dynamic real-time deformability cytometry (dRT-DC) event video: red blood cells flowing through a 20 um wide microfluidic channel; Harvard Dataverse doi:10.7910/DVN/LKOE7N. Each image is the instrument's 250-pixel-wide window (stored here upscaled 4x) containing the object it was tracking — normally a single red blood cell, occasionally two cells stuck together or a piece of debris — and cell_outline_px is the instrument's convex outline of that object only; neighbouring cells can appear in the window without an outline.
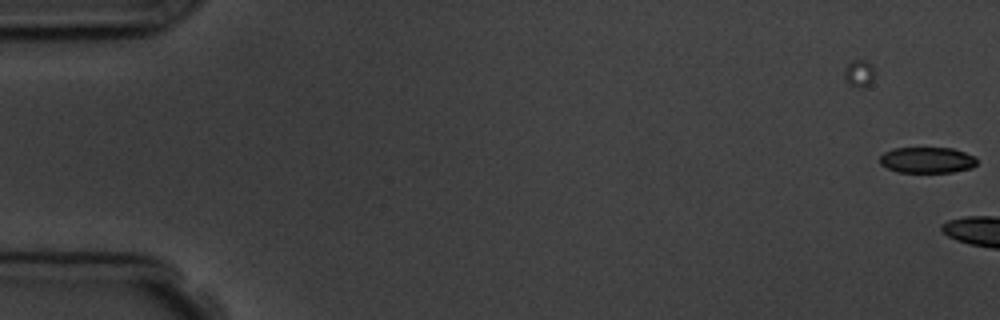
{"species": "common noctule bat (a hibernating species)", "species_latin": "Nyctalus noctula", "temperature_condition": "room temperature", "stored_images_in_passage": 3, "camera_frame_rate_fps": 3000, "um_per_image_px": 0.085, "animal": {"sex": "male", "body_mass_g": 19.5, "forearm_length_mm": 54.6}, "frame": {"image": 1, "passage_image": 3, "time_ms": 3.333, "image_size_px": [1000, 320], "cell_outline_px": [[976, 164], [972, 168], [952, 172], [896, 172], [880, 164], [880, 156], [884, 152], [892, 148], [952, 148], [976, 156]], "centroid_in_image_um": [78.8, 13.6], "position_along_channel_um": 6.2, "area_um2": 14.74}}